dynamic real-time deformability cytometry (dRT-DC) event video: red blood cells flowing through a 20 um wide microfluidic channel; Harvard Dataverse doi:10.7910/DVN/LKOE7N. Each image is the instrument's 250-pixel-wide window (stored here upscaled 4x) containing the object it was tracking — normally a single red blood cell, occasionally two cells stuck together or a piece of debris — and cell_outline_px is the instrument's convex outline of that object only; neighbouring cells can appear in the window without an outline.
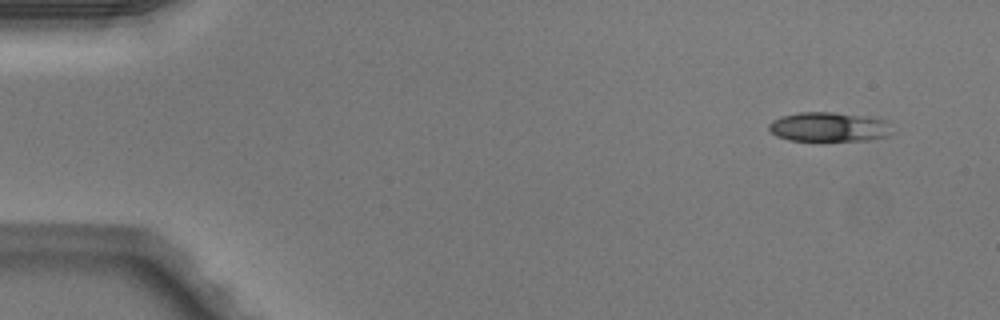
{"species": "Egyptian fruit bat (a non-hibernating species)", "species_latin": "Rousettus aegyptiacus", "temperature_condition": "warm", "stored_images_in_passage": 48, "segment_of_instrument_passage": [1, 2], "camera_frame_rate_fps": 3000, "um_per_image_px": 0.085, "animal": {"sex": "male"}, "frame": {"image": 1, "passage_image": 1, "time_ms": 0.0, "image_size_px": [1000, 320], "cell_outline_px": [[896, 132], [888, 136], [868, 140], [788, 140], [776, 136], [768, 128], [768, 124], [772, 120], [780, 116], [800, 112], [832, 112], [864, 116], [888, 120]], "centroid_in_image_um": [70.51, 10.78], "position_along_channel_um": 14.5, "area_um2": 21.39}}
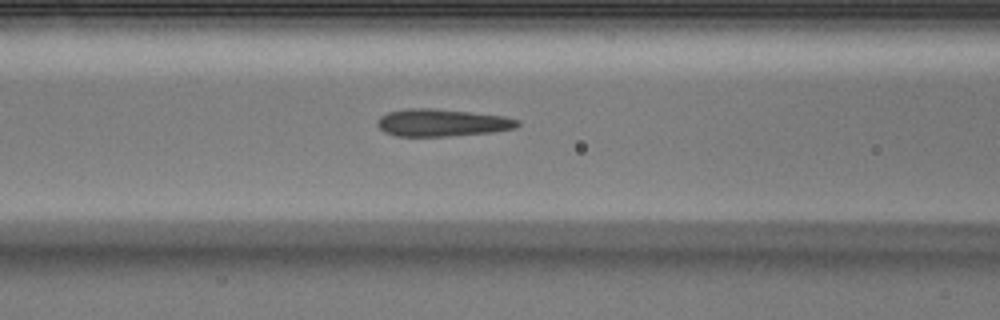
{"frame": {"image": 2, "passage_image": 18, "time_ms": 5.667, "image_size_px": [1000, 320], "cell_outline_px": [[520, 124], [516, 128], [492, 132], [448, 136], [396, 136], [384, 132], [376, 124], [376, 120], [380, 116], [388, 112], [404, 108], [436, 108], [472, 112], [504, 116], [520, 120]], "centroid_in_image_um": [37.55, 10.42], "position_along_channel_um": 129.0, "area_um2": 22.6}}
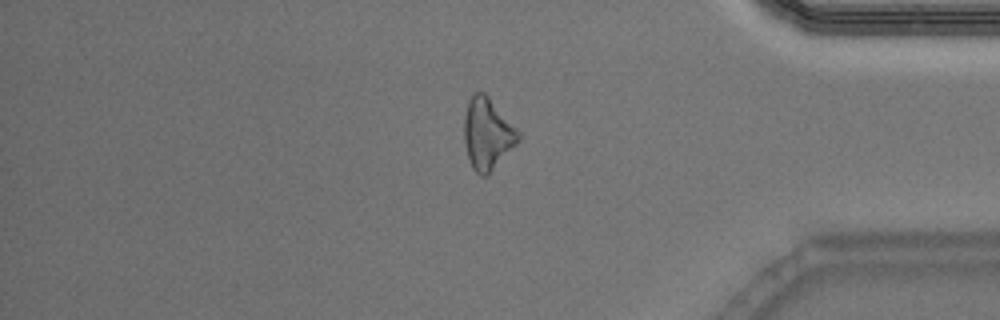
{"frame": {"image": 3, "passage_image": 39, "time_ms": 12.667, "image_size_px": [1000, 320], "cell_outline_px": [[520, 140], [488, 176], [480, 176], [472, 168], [468, 160], [464, 140], [464, 116], [468, 100], [472, 92], [484, 92], [488, 96], [520, 132]], "centroid_in_image_um": [41.41, 11.39], "position_along_channel_um": 393.8, "area_um2": 22.77}}